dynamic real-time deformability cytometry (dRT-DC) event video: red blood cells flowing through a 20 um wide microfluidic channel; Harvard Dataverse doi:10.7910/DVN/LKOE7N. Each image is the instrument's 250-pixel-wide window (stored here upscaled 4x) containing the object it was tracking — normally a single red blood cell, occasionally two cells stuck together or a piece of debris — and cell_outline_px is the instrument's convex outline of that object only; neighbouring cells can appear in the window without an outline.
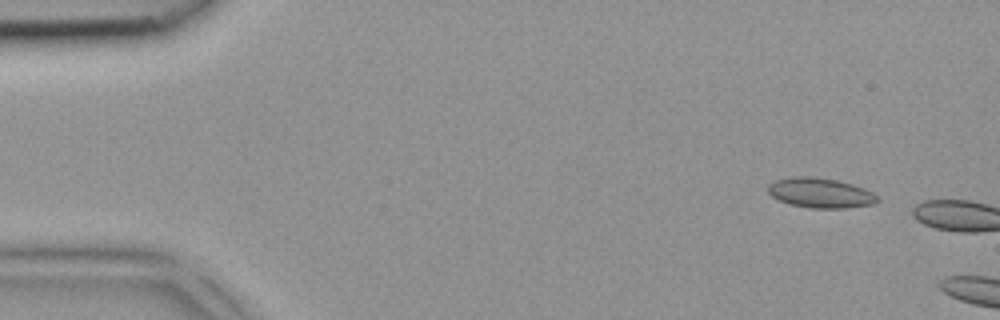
{"species": "common noctule bat (a hibernating species)", "species_latin": "Nyctalus noctula", "temperature_condition": "room temperature", "stored_images_in_passage": 2, "camera_frame_rate_fps": 3000, "um_per_image_px": 0.085, "animal": {"sex": "female", "body_mass_g": 18.4}, "frame": {"image": 1, "passage_image": 1, "time_ms": 0.0, "image_size_px": [1000, 320], "cell_outline_px": [[880, 200], [872, 204], [844, 208], [812, 208], [788, 204], [772, 196], [768, 192], [768, 184], [776, 180], [792, 176], [816, 176], [836, 180], [852, 184], [864, 188], [872, 192]], "centroid_in_image_um": [69.71, 16.39], "position_along_channel_um": 15.3, "area_um2": 19.07}}